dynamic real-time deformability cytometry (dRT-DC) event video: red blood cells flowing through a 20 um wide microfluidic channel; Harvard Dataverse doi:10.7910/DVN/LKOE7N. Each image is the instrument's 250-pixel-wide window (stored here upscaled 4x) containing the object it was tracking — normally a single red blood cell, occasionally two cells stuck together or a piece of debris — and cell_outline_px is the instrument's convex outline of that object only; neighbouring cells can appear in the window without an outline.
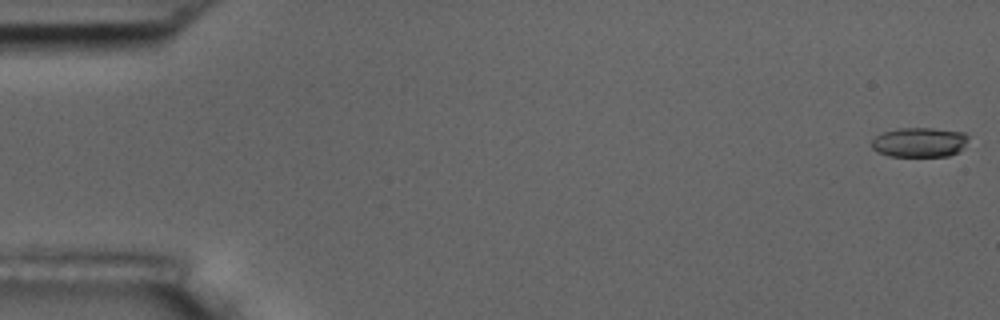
{"species": "common noctule bat (a hibernating species)", "species_latin": "Nyctalus noctula", "temperature_condition": "room temperature", "stored_images_in_passage": 56, "camera_frame_rate_fps": 3000, "um_per_image_px": 0.085, "animal": {"sex": "male", "body_mass_g": 17.5, "forearm_length_mm": 52.3}, "frame": {"image": 1, "passage_image": 1, "time_ms": 0.0, "image_size_px": [1000, 320], "cell_outline_px": [[968, 136], [960, 152], [948, 156], [888, 156], [876, 152], [872, 148], [872, 140], [876, 136], [884, 132], [900, 128], [932, 128], [964, 132]], "centroid_in_image_um": [78.14, 12.1], "position_along_channel_um": 6.9, "area_um2": 16.7}}
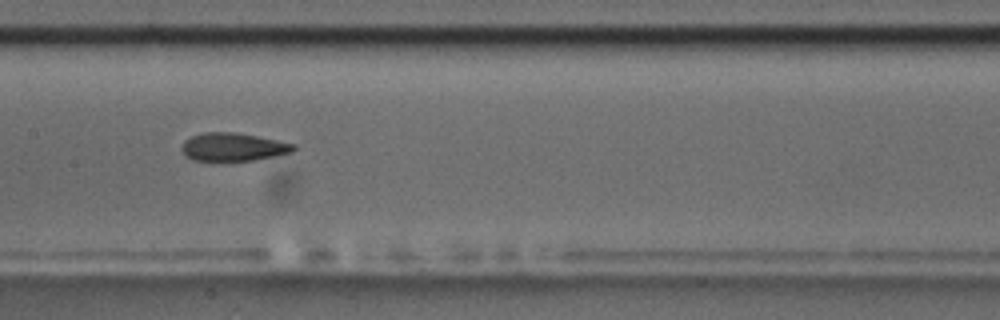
{"frame": {"image": 2, "passage_image": 28, "time_ms": 9.0, "image_size_px": [1000, 320], "cell_outline_px": [[296, 148], [292, 152], [276, 156], [252, 160], [192, 160], [184, 156], [180, 148], [184, 140], [192, 136], [204, 132], [236, 132], [296, 144]], "centroid_in_image_um": [19.79, 12.49], "position_along_channel_um": 187.6, "area_um2": 18.32}}
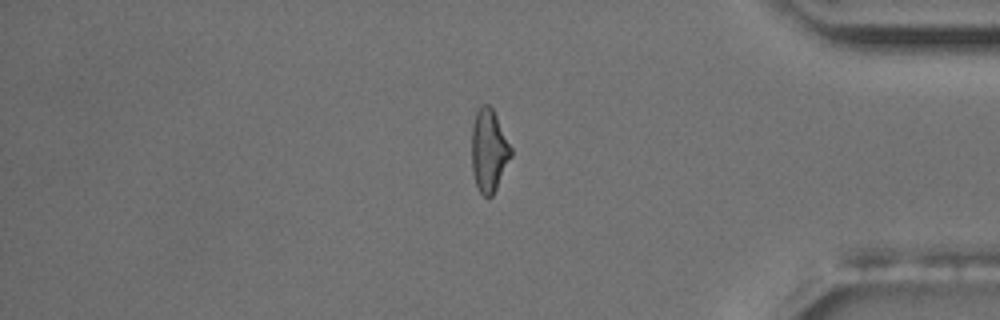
{"frame": {"image": 3, "passage_image": 47, "time_ms": 15.333, "image_size_px": [1000, 320], "cell_outline_px": [[512, 156], [492, 196], [488, 200], [480, 192], [476, 184], [472, 172], [472, 124], [476, 112], [484, 104], [488, 104], [492, 108], [512, 148]], "centroid_in_image_um": [41.55, 12.82], "position_along_channel_um": 393.6, "area_um2": 18.84}, "authors_computed_cell_mechanics": {"area_um2": 18.5827, "velocity_mm_per_s": 3.6669, "shape_relaxation_time_tau1_ms": 6.7202, "shape_relaxation_time_tau2_ms": 3.0367, "deformation_change_tau1": 0.2199, "deformation_change_tau2": 0.1182}}